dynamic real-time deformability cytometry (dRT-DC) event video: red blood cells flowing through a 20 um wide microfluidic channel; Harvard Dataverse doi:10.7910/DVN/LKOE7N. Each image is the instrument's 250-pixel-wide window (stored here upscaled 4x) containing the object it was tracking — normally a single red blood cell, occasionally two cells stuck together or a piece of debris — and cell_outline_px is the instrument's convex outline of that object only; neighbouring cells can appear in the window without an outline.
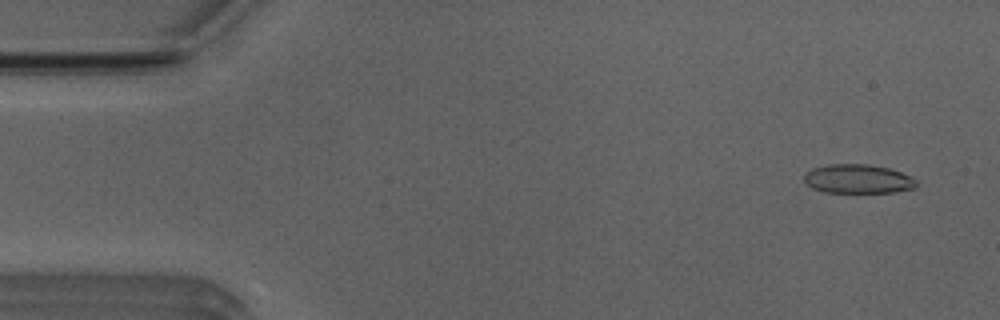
{"species": "Egyptian fruit bat (a non-hibernating species)", "species_latin": "Rousettus aegyptiacus", "temperature_condition": "room temperature", "stored_images_in_passage": 52, "camera_frame_rate_fps": 3000, "um_per_image_px": 0.085, "animal": {"sex": "male"}, "frame": {"image": 1, "passage_image": 3, "time_ms": 0.667, "image_size_px": [1000, 320], "cell_outline_px": [[916, 188], [896, 192], [824, 192], [812, 188], [804, 180], [804, 172], [812, 168], [828, 164], [868, 164], [888, 168], [912, 176], [916, 180]], "centroid_in_image_um": [72.92, 15.2], "position_along_channel_um": 12.1, "area_um2": 19.07}}
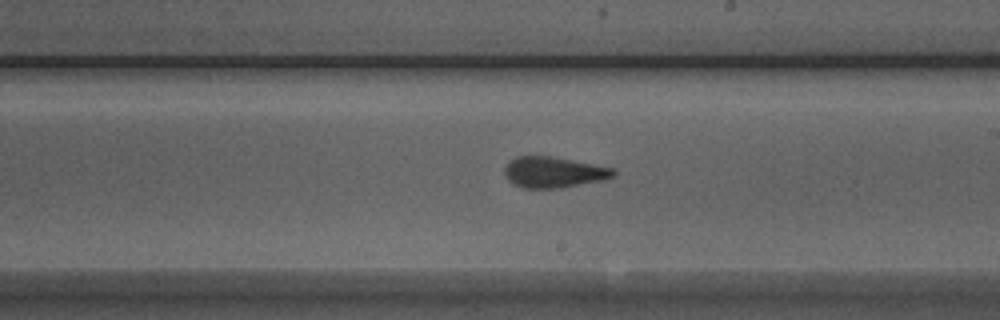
{"frame": {"image": 2, "passage_image": 29, "time_ms": 9.333, "image_size_px": [1000, 320], "cell_outline_px": [[616, 172], [612, 176], [600, 180], [560, 188], [520, 188], [512, 184], [504, 176], [504, 168], [516, 156], [552, 156], [612, 168]], "centroid_in_image_um": [46.98, 14.64], "position_along_channel_um": 242.0, "area_um2": 19.36}}
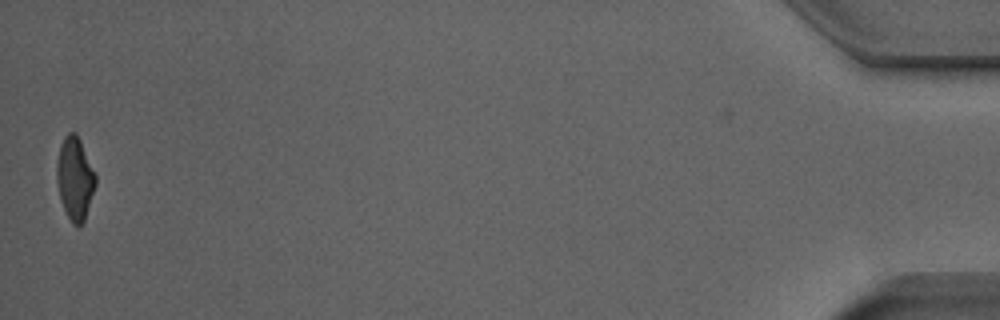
{"frame": {"image": 3, "passage_image": 51, "time_ms": 16.667, "image_size_px": [1000, 320], "cell_outline_px": [[96, 184], [84, 220], [76, 228], [72, 224], [60, 200], [56, 180], [56, 164], [60, 144], [64, 136], [68, 132], [76, 132], [96, 172]], "centroid_in_image_um": [6.36, 15.14], "position_along_channel_um": 428.8, "area_um2": 18.9}}